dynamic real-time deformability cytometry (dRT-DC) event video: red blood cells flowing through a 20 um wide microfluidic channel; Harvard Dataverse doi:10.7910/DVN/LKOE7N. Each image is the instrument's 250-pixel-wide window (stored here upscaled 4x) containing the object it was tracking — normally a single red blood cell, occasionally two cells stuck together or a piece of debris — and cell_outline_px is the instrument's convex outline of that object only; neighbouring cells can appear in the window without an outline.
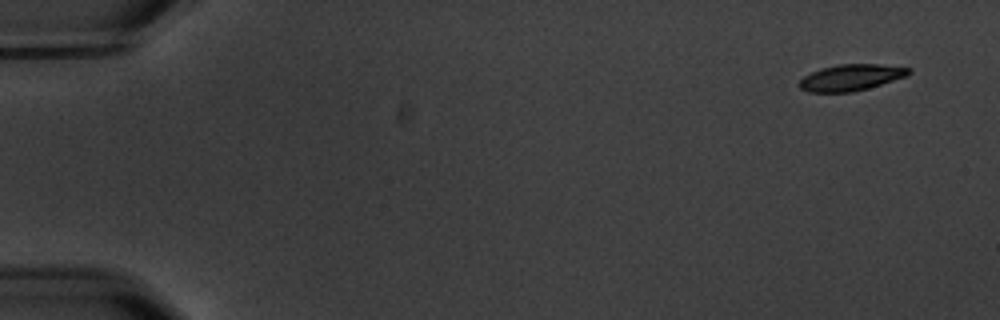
{"species": "common noctule bat (a hibernating species)", "species_latin": "Nyctalus noctula", "temperature_condition": "warm", "stored_images_in_passage": 6, "camera_frame_rate_fps": 3000, "um_per_image_px": 0.085, "animal": {"sex": "male", "body_mass_g": 20.1, "forearm_length_mm": 53.5}, "frame": {"image": 1, "passage_image": 2, "time_ms": 1.0, "image_size_px": [1000, 320], "cell_outline_px": [[912, 72], [904, 76], [868, 88], [852, 92], [808, 92], [800, 88], [796, 84], [804, 76], [820, 68], [840, 64], [880, 64], [912, 68]], "centroid_in_image_um": [72.29, 6.58], "position_along_channel_um": 12.7, "area_um2": 16.7}}
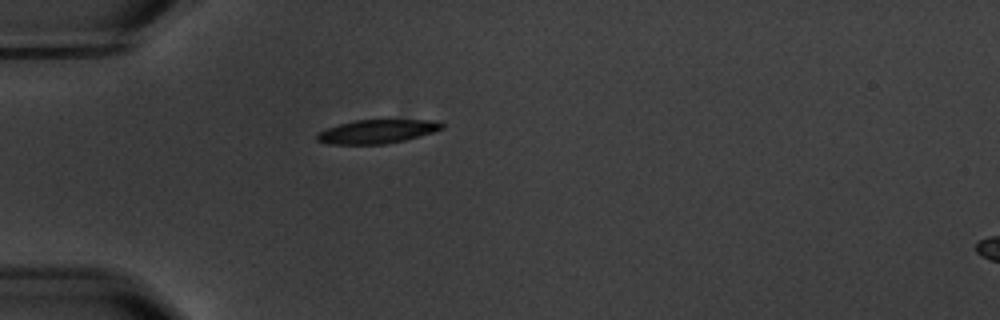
{"frame": {"image": 2, "passage_image": 5, "time_ms": 5.667, "image_size_px": [1000, 320], "cell_outline_px": [[444, 128], [432, 132], [404, 140], [384, 144], [328, 144], [316, 140], [316, 132], [340, 124], [356, 120], [432, 120], [444, 124]], "centroid_in_image_um": [32.01, 11.18], "position_along_channel_um": 53.0, "area_um2": 17.11}}